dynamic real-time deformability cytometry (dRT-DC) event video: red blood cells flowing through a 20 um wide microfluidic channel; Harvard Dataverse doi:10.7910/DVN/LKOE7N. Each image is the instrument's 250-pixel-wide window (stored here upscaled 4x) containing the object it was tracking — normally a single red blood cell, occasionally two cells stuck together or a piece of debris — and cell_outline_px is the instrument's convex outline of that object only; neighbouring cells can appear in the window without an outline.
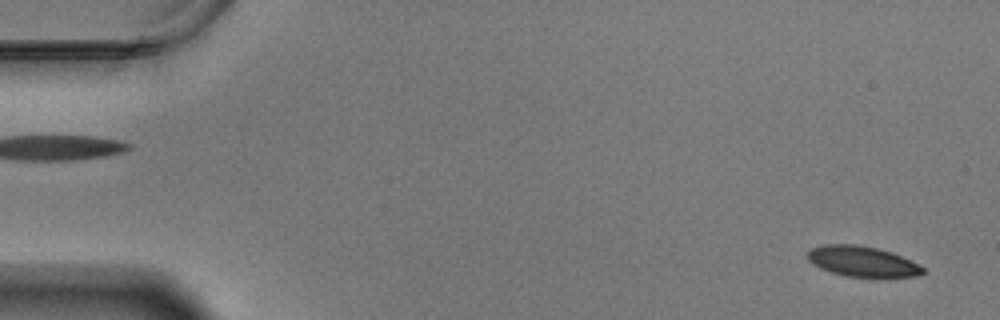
{"species": "Egyptian fruit bat (a non-hibernating species)", "species_latin": "Rousettus aegyptiacus", "temperature_condition": "warm", "stored_images_in_passage": 58, "camera_frame_rate_fps": 3000, "um_per_image_px": 0.085, "animal": {"sex": "male"}, "frame": {"image": 1, "passage_image": 2, "time_ms": 0.333, "image_size_px": [1000, 320], "cell_outline_px": [[924, 272], [920, 276], [844, 276], [820, 268], [812, 264], [808, 260], [808, 252], [812, 248], [824, 244], [856, 244], [876, 248], [892, 252], [912, 260], [920, 264], [924, 268]], "centroid_in_image_um": [73.31, 22.21], "position_along_channel_um": 11.7, "area_um2": 20.35}}
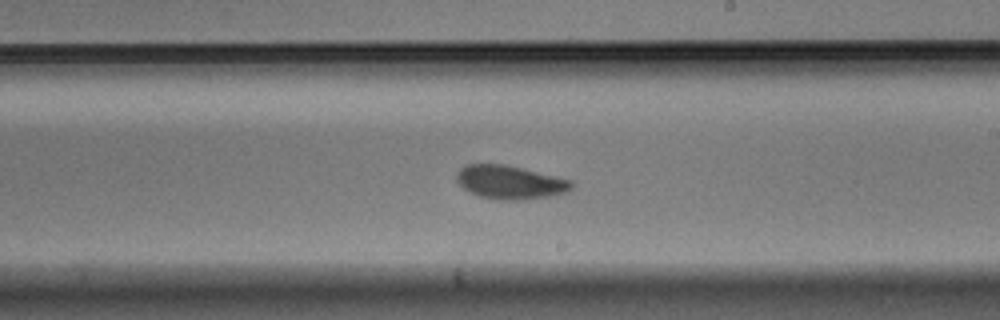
{"frame": {"image": 2, "passage_image": 34, "time_ms": 11.0, "image_size_px": [1000, 320], "cell_outline_px": [[572, 188], [564, 192], [548, 196], [524, 200], [496, 200], [480, 196], [468, 192], [456, 180], [456, 176], [460, 168], [468, 164], [504, 164], [572, 180]], "centroid_in_image_um": [43.32, 15.5], "position_along_channel_um": 245.7, "area_um2": 22.31}}
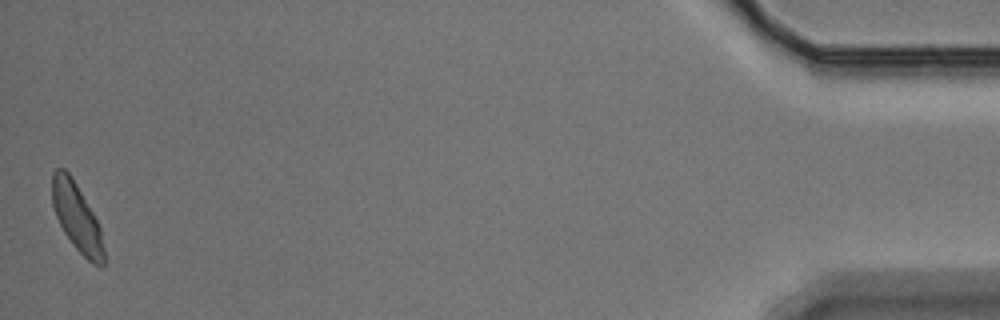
{"frame": {"image": 3, "passage_image": 58, "time_ms": 19.0, "image_size_px": [1000, 320], "cell_outline_px": [[104, 264], [100, 268], [92, 264], [72, 244], [64, 232], [56, 216], [52, 204], [52, 172], [56, 168], [64, 168], [72, 176], [92, 212], [100, 228], [104, 248]], "centroid_in_image_um": [6.52, 18.48], "position_along_channel_um": 428.7, "area_um2": 20.35}, "authors_computed_cell_mechanics": {"area_um2": 21.675, "velocity_mm_per_s": 3.4166, "shape_relaxation_time_tau1_ms": 4.4816, "shape_relaxation_time_tau2_ms": 4.9648, "deformation_change_tau1": 0.1314, "deformation_change_tau2": 0.1032}}